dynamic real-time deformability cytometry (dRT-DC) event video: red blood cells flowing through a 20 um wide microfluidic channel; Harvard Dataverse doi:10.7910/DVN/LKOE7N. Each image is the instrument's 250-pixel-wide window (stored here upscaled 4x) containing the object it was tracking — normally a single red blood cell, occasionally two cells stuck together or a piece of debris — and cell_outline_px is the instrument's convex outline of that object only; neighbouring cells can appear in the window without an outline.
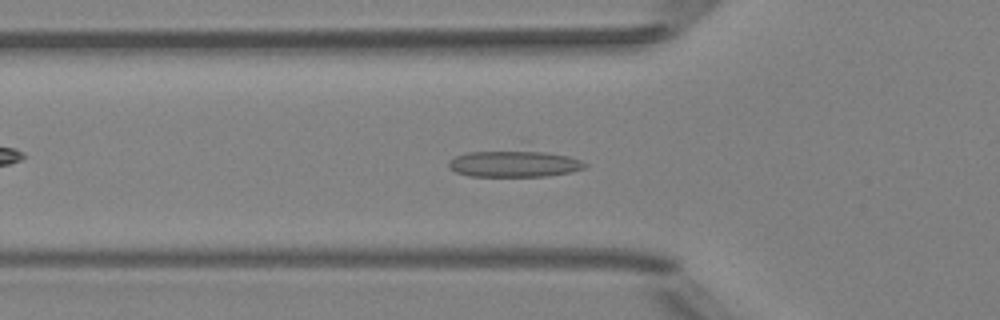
{"species": "Egyptian fruit bat (a non-hibernating species)", "species_latin": "Rousettus aegyptiacus", "temperature_condition": "room temperature", "stored_images_in_passage": 40, "camera_frame_rate_fps": 3000, "um_per_image_px": 0.085, "animal": {"sex": "female"}, "frame": {"image": 1, "passage_image": 6, "time_ms": 1.667, "image_size_px": [1000, 320], "cell_outline_px": [[588, 164], [584, 168], [568, 172], [544, 176], [472, 176], [456, 172], [448, 164], [448, 160], [456, 156], [468, 152], [528, 140], [580, 160]], "centroid_in_image_um": [43.79, 13.71], "position_along_channel_um": 82.0, "area_um2": 24.51}}
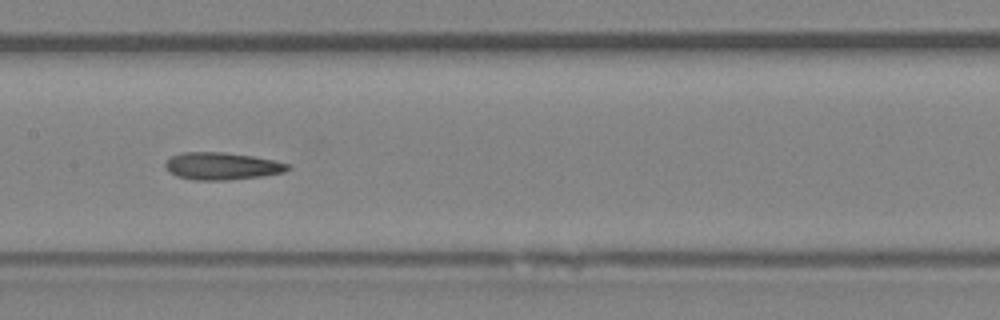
{"frame": {"image": 2, "passage_image": 14, "time_ms": 4.333, "image_size_px": [1000, 320], "cell_outline_px": [[292, 168], [284, 172], [260, 176], [228, 180], [192, 180], [176, 176], [164, 164], [172, 156], [184, 152], [224, 152], [252, 156], [272, 160], [288, 164]], "centroid_in_image_um": [18.87, 14.12], "position_along_channel_um": 188.5, "area_um2": 19.25}}
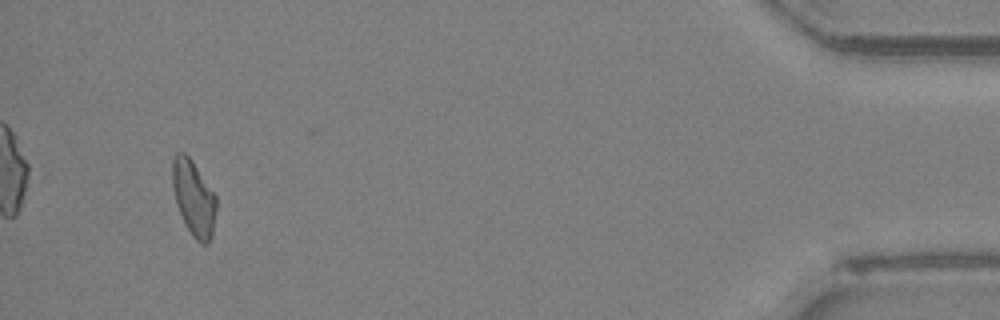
{"frame": {"image": 3, "passage_image": 37, "time_ms": 12.0, "image_size_px": [1000, 320], "cell_outline_px": [[216, 208], [212, 236], [208, 244], [200, 244], [192, 236], [176, 204], [172, 184], [172, 160], [176, 152], [184, 152], [192, 160], [216, 196]], "centroid_in_image_um": [16.46, 16.82], "position_along_channel_um": 418.7, "area_um2": 19.19}}